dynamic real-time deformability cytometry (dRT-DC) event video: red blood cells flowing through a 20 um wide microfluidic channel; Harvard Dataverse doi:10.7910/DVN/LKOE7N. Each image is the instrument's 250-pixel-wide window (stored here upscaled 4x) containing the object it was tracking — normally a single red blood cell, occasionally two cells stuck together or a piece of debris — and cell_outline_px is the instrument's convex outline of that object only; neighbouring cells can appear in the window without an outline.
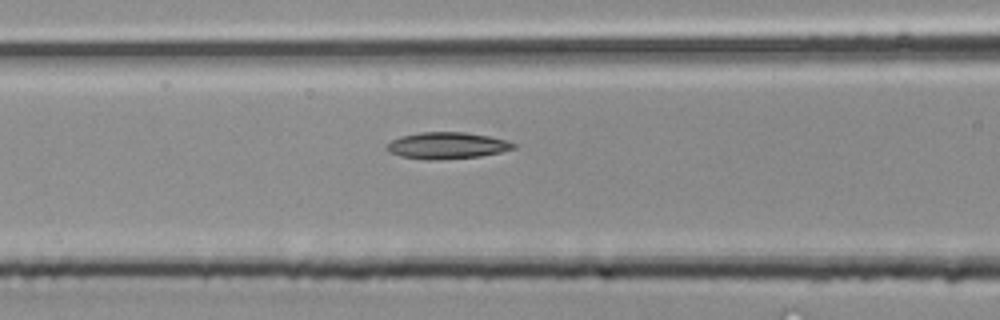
{"species": "common noctule bat (a hibernating species)", "species_latin": "Nyctalus noctula", "temperature_condition": "room temperature", "stored_images_in_passage": 5, "segment_of_instrument_passage": [1, 2], "camera_frame_rate_fps": 3000, "um_per_image_px": 0.085, "animal": {"sex": "male", "body_mass_g": 20.4}, "frame": {"image": 1, "passage_image": 4, "time_ms": 1.0, "image_size_px": [1000, 320], "cell_outline_px": [[516, 148], [500, 152], [480, 156], [436, 160], [400, 156], [388, 152], [384, 148], [384, 144], [400, 136], [420, 132], [464, 132], [488, 136], [504, 140], [516, 144]], "centroid_in_image_um": [37.93, 12.37], "position_along_channel_um": 128.7, "area_um2": 19.59}}